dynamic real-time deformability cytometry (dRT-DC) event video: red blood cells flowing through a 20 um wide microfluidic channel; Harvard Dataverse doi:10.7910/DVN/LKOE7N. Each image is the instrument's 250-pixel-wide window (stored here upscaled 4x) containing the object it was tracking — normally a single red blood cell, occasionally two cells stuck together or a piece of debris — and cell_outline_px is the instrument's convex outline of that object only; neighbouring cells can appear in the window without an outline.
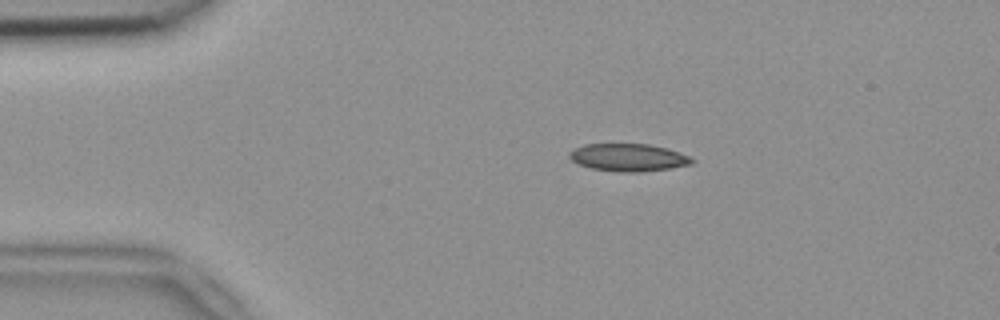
{"species": "common noctule bat (a hibernating species)", "species_latin": "Nyctalus noctula", "temperature_condition": "room temperature", "stored_images_in_passage": 44, "camera_frame_rate_fps": 3000, "um_per_image_px": 0.085, "animal": {"sex": "female", "body_mass_g": 18.4}, "frame": {"image": 1, "passage_image": 1, "time_ms": 0.0, "image_size_px": [1000, 320], "cell_outline_px": [[696, 160], [692, 164], [672, 168], [640, 172], [620, 172], [592, 168], [580, 164], [572, 160], [568, 156], [568, 152], [572, 148], [584, 144], [648, 144], [664, 148], [688, 156]], "centroid_in_image_um": [53.37, 13.38], "position_along_channel_um": 31.6, "area_um2": 19.59}}
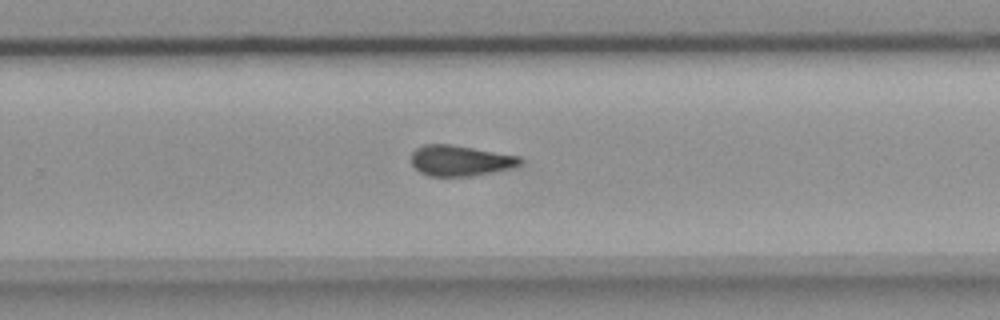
{"frame": {"image": 2, "passage_image": 25, "time_ms": 8.0, "image_size_px": [1000, 320], "cell_outline_px": [[524, 160], [520, 164], [512, 168], [472, 176], [428, 176], [420, 172], [412, 164], [412, 152], [416, 148], [424, 144], [452, 144], [520, 156]], "centroid_in_image_um": [39.13, 13.65], "position_along_channel_um": 290.7, "area_um2": 19.54}}
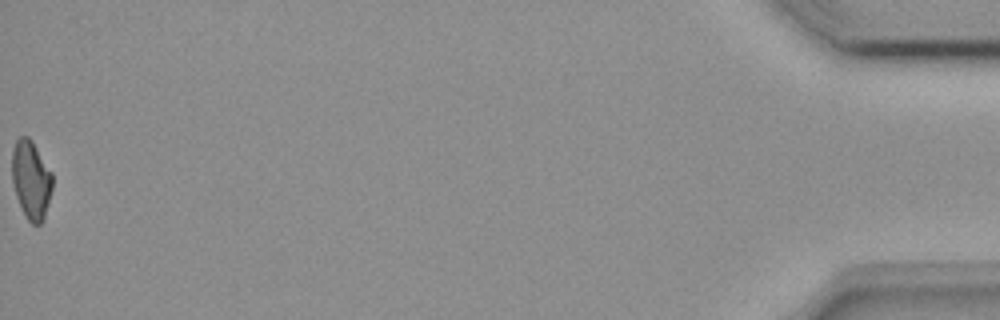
{"frame": {"image": 3, "passage_image": 44, "time_ms": 14.333, "image_size_px": [1000, 320], "cell_outline_px": [[52, 188], [44, 220], [40, 224], [32, 224], [28, 220], [16, 196], [12, 180], [12, 148], [16, 140], [20, 136], [28, 136], [32, 140], [52, 172]], "centroid_in_image_um": [2.64, 15.25], "position_along_channel_um": 432.6, "area_um2": 18.5}, "authors_computed_cell_mechanics": {"area_um2": 19.5075, "velocity_mm_per_s": 3.831, "shape_relaxation_time_tau1_ms": null, "shape_relaxation_time_tau2_ms": 3.8595, "deformation_change_tau1": null, "deformation_change_tau2": 0.1087}}